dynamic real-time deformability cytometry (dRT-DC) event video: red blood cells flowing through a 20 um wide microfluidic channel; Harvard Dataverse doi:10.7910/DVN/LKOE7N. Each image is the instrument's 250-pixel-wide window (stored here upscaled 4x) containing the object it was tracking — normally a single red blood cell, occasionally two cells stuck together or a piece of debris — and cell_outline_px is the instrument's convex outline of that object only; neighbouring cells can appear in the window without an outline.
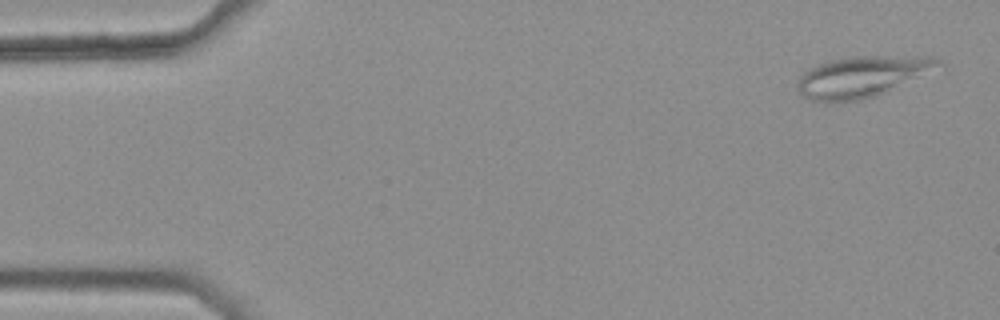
{"species": "common noctule bat (a hibernating species)", "species_latin": "Nyctalus noctula", "temperature_condition": "warm", "stored_images_in_passage": 2, "camera_frame_rate_fps": 3000, "um_per_image_px": 0.085, "animal": {"sex": "female", "body_mass_g": 25.1}, "frame": {"image": 1, "passage_image": 2, "time_ms": 0.333, "image_size_px": [1000, 320], "cell_outline_px": [[944, 68], [876, 96], [860, 100], [812, 100], [804, 96], [796, 88], [800, 76], [808, 68], [832, 60], [852, 56], [936, 56], [944, 64]], "centroid_in_image_um": [73.42, 6.48], "position_along_channel_um": 11.6, "area_um2": 33.81}}